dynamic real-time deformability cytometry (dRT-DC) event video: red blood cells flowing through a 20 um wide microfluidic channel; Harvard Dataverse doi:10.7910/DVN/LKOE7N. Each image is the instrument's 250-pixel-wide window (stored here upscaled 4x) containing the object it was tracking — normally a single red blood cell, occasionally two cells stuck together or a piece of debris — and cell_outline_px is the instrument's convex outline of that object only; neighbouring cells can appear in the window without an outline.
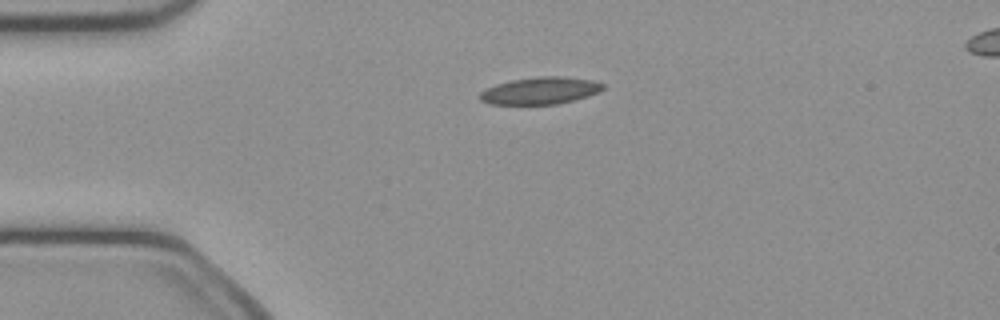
{"species": "common noctule bat (a hibernating species)", "species_latin": "Nyctalus noctula", "temperature_condition": "cold", "stored_images_in_passage": 40, "camera_frame_rate_fps": 3000, "um_per_image_px": 0.085, "animal": {"sex": "female", "body_mass_g": 21.9}, "frame": {"image": 1, "passage_image": 1, "time_ms": 0.0, "image_size_px": [1000, 320], "cell_outline_px": [[604, 88], [600, 92], [588, 96], [556, 104], [488, 104], [480, 100], [480, 92], [496, 84], [512, 80], [536, 76], [560, 76], [592, 80], [604, 84]], "centroid_in_image_um": [45.93, 7.7], "position_along_channel_um": 39.1, "area_um2": 19.36}}
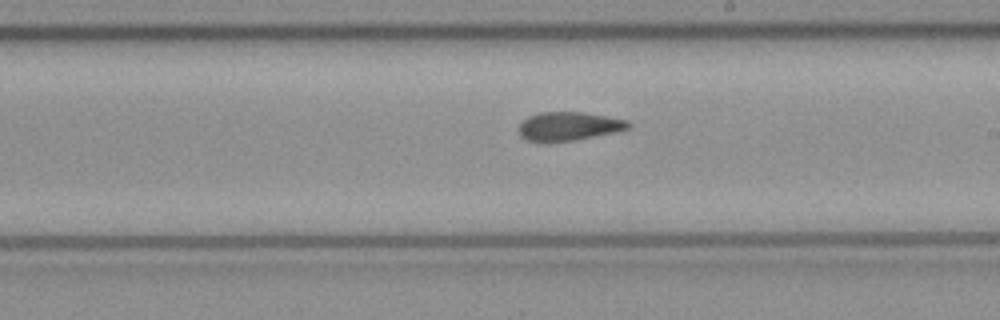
{"frame": {"image": 2, "passage_image": 18, "time_ms": 5.667, "image_size_px": [1000, 320], "cell_outline_px": [[632, 124], [628, 128], [620, 132], [576, 140], [528, 140], [520, 136], [520, 124], [528, 116], [540, 112], [584, 112], [628, 120]], "centroid_in_image_um": [48.43, 10.71], "position_along_channel_um": 240.6, "area_um2": 18.09}}
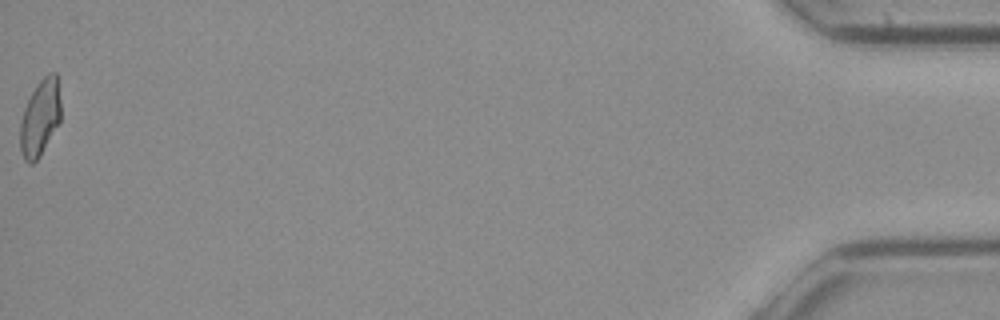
{"frame": {"image": 3, "passage_image": 40, "time_ms": 13.0, "image_size_px": [1000, 320], "cell_outline_px": [[60, 120], [40, 156], [32, 164], [28, 164], [24, 160], [20, 148], [20, 124], [24, 108], [32, 92], [40, 80], [48, 72], [56, 72], [60, 100]], "centroid_in_image_um": [3.4, 10.02], "position_along_channel_um": 431.8, "area_um2": 17.92}, "authors_computed_cell_mechanics": {"area_um2": 18.6116, "velocity_mm_per_s": 4.0536, "shape_relaxation_time_tau1_ms": 8.5288, "shape_relaxation_time_tau2_ms": 2.0491, "deformation_change_tau1": 0.1946, "deformation_change_tau2": 0.086}}